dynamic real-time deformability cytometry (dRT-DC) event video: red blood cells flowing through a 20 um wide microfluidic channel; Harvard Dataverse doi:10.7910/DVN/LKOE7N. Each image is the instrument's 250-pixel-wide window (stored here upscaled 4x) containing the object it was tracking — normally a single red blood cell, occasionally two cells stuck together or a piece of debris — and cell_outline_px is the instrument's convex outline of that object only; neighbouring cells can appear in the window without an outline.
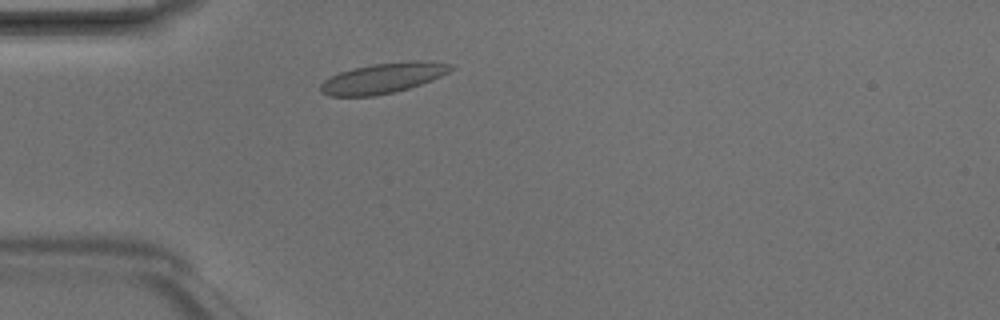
{"species": "Egyptian fruit bat (a non-hibernating species)", "species_latin": "Rousettus aegyptiacus", "temperature_condition": "room temperature", "stored_images_in_passage": 2, "camera_frame_rate_fps": 3000, "um_per_image_px": 0.085, "animal": {"sex": "male"}, "frame": {"image": 1, "passage_image": 2, "time_ms": 0.333, "image_size_px": [1000, 320], "cell_outline_px": [[456, 68], [432, 80], [408, 88], [392, 92], [372, 96], [328, 96], [320, 92], [320, 84], [324, 80], [340, 72], [352, 68], [372, 64], [412, 60], [432, 60], [452, 64]], "centroid_in_image_um": [32.59, 6.62], "position_along_channel_um": 52.4, "area_um2": 23.12}}